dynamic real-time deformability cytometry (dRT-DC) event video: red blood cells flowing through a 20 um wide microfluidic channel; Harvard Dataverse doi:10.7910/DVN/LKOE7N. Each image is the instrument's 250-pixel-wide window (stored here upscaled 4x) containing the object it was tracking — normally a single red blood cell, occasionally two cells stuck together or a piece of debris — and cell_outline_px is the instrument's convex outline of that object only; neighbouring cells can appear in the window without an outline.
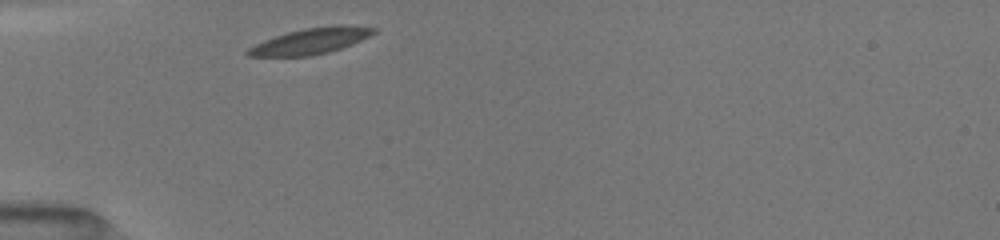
{"species": "common noctule bat (a hibernating species)", "species_latin": "Nyctalus noctula", "temperature_condition": "room temperature", "stored_images_in_passage": 16, "camera_frame_rate_fps": 3000, "um_per_image_px": 0.085, "animal": {"sex": "female", "body_mass_g": 19.5, "forearm_length_mm": 54.1}, "frame": {"image": 1, "passage_image": 1, "time_ms": 0.0, "image_size_px": [1000, 240], "cell_outline_px": [[376, 32], [352, 44], [328, 52], [312, 56], [248, 56], [244, 52], [248, 48], [264, 40], [288, 32], [304, 28], [336, 24], [344, 24], [376, 28]], "centroid_in_image_um": [26.41, 3.48], "position_along_channel_um": 58.6, "area_um2": 18.96}}
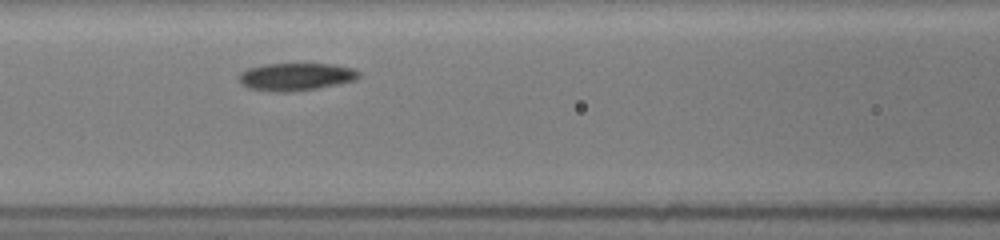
{"frame": {"image": 2, "passage_image": 9, "time_ms": 2.333, "image_size_px": [1000, 240], "cell_outline_px": [[360, 76], [356, 80], [316, 88], [288, 92], [276, 92], [248, 88], [240, 84], [240, 72], [248, 68], [264, 64], [332, 64], [352, 68], [360, 72]], "centroid_in_image_um": [25.13, 6.52], "position_along_channel_um": 141.5, "area_um2": 19.19}}
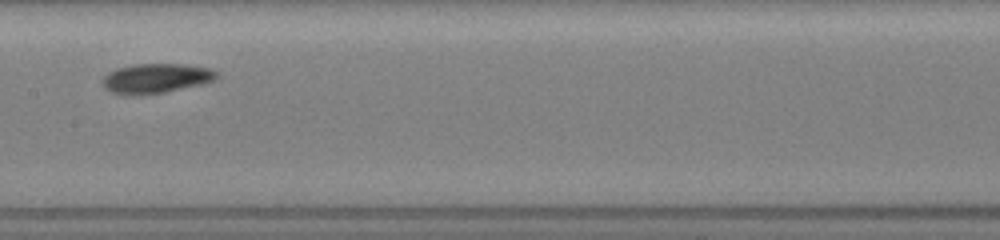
{"frame": {"image": 3, "passage_image": 14, "time_ms": 3.667, "image_size_px": [1000, 240], "cell_outline_px": [[220, 76], [204, 84], [164, 92], [140, 96], [124, 96], [108, 92], [104, 88], [100, 80], [108, 72], [116, 68], [132, 64], [184, 64], [208, 68], [216, 72]], "centroid_in_image_um": [13.17, 6.68], "position_along_channel_um": 194.2, "area_um2": 20.23}}